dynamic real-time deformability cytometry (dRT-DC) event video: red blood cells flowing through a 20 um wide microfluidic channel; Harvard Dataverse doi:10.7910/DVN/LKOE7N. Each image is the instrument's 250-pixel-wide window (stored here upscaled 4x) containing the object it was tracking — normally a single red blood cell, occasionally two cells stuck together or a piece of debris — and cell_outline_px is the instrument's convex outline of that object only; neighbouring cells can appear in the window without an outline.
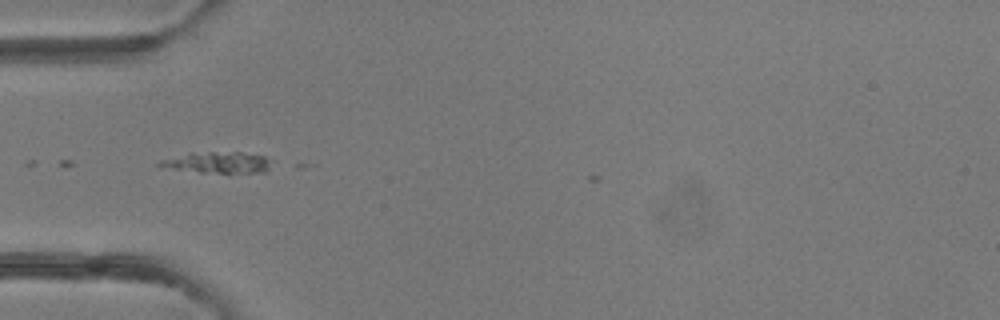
{"species": "common noctule bat (a hibernating species)", "species_latin": "Nyctalus noctula", "temperature_condition": "room temperature", "stored_images_in_passage": 3, "camera_frame_rate_fps": 3000, "um_per_image_px": 0.085, "animal": {"sex": "female"}, "frame": {"image": 1, "passage_image": 1, "time_ms": 0.0, "image_size_px": [1000, 320], "cell_outline_px": [[268, 172], [200, 172], [176, 168], [156, 164], [160, 160], [188, 152], [240, 152], [264, 156], [268, 160]], "centroid_in_image_um": [18.5, 13.79], "position_along_channel_um": 66.5, "area_um2": 13.35}}